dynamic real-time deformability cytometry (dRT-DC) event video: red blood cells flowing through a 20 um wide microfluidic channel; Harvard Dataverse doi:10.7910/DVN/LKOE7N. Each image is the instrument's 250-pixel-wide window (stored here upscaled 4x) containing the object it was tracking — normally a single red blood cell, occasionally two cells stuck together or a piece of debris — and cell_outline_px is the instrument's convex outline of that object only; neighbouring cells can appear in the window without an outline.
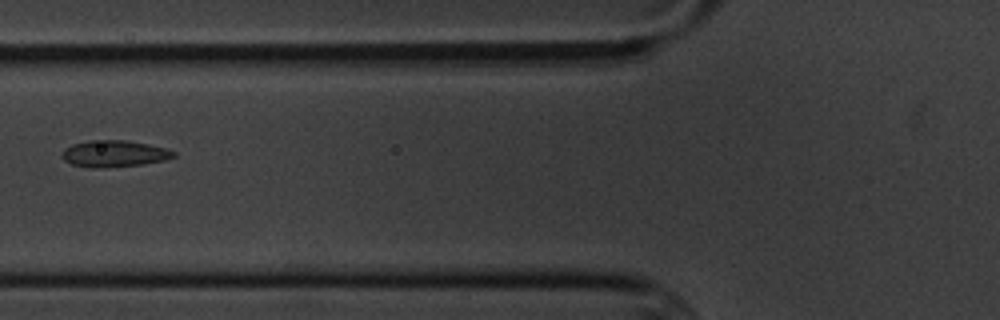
{"species": "common noctule bat (a hibernating species)", "species_latin": "Nyctalus noctula", "temperature_condition": "cold", "stored_images_in_passage": 6, "camera_frame_rate_fps": 3000, "um_per_image_px": 0.085, "animal": {"sex": "male", "body_mass_g": 20.1, "forearm_length_mm": 53.5}, "frame": {"image": 1, "passage_image": 6, "time_ms": 6.667, "image_size_px": [1000, 320], "cell_outline_px": [[176, 156], [164, 160], [144, 164], [96, 168], [88, 168], [72, 164], [64, 160], [60, 156], [64, 148], [72, 144], [92, 140], [128, 140], [168, 148], [176, 152]], "centroid_in_image_um": [9.7, 13.06], "position_along_channel_um": 116.1, "area_um2": 17.46}}